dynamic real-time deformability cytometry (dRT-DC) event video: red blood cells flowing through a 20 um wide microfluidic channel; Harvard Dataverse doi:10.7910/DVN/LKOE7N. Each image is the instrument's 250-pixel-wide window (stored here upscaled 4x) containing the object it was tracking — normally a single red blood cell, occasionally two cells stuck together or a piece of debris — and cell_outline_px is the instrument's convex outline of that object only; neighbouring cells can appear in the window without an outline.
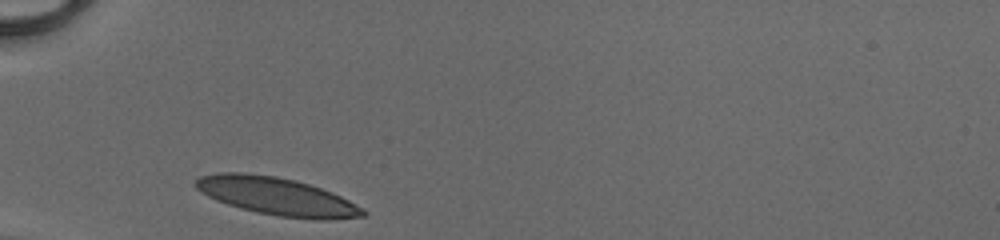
{"species": "human", "species_latin": "Homo sapiens", "temperature_condition": "cold", "stored_images_in_passage": 26, "camera_frame_rate_fps": 3000, "um_per_image_px": 0.085, "donor": {"sex": "male"}, "frame": {"image": 1, "passage_image": 1, "time_ms": 0.0, "image_size_px": [1000, 240], "cell_outline_px": [[368, 212], [364, 216], [328, 220], [320, 220], [280, 216], [256, 212], [240, 208], [216, 200], [208, 196], [196, 188], [192, 184], [200, 176], [216, 172], [240, 172], [276, 176], [296, 180], [332, 192], [364, 208]], "centroid_in_image_um": [23.52, 16.68], "position_along_channel_um": 61.5, "area_um2": 36.82}}
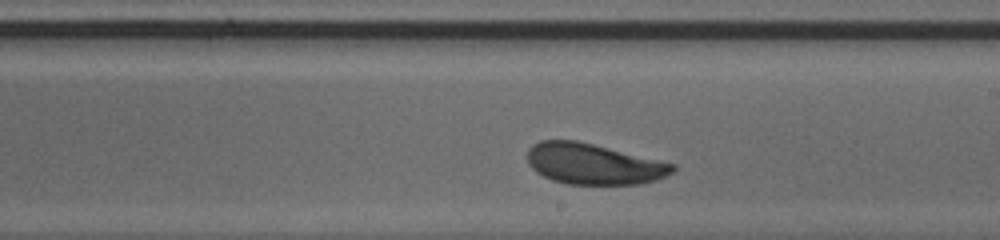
{"frame": {"image": 2, "passage_image": 15, "time_ms": 4.667, "image_size_px": [1000, 240], "cell_outline_px": [[676, 168], [672, 172], [656, 180], [640, 184], [568, 184], [552, 180], [536, 172], [528, 164], [528, 148], [532, 144], [540, 140], [576, 140], [676, 164]], "centroid_in_image_um": [50.43, 13.93], "position_along_channel_um": 238.6, "area_um2": 34.45}}
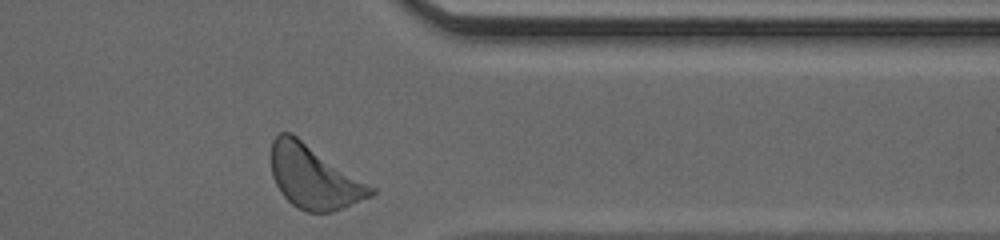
{"frame": {"image": 3, "passage_image": 26, "time_ms": 8.333, "image_size_px": [1000, 240], "cell_outline_px": [[376, 192], [372, 196], [332, 212], [308, 212], [292, 204], [280, 192], [272, 176], [272, 140], [280, 132], [292, 132], [376, 188]], "centroid_in_image_um": [26.7, 15.03], "position_along_channel_um": 384.7, "area_um2": 36.76}, "authors_computed_cell_mechanics": {"area_um2": 35.2002, "velocity_mm_per_s": 4.0746, "shape_relaxation_time_tau1_ms": 2.0067, "shape_relaxation_time_tau2_ms": 3.4492, "deformation_change_tau1": 0.1031, "deformation_change_tau2": 0.0771}}